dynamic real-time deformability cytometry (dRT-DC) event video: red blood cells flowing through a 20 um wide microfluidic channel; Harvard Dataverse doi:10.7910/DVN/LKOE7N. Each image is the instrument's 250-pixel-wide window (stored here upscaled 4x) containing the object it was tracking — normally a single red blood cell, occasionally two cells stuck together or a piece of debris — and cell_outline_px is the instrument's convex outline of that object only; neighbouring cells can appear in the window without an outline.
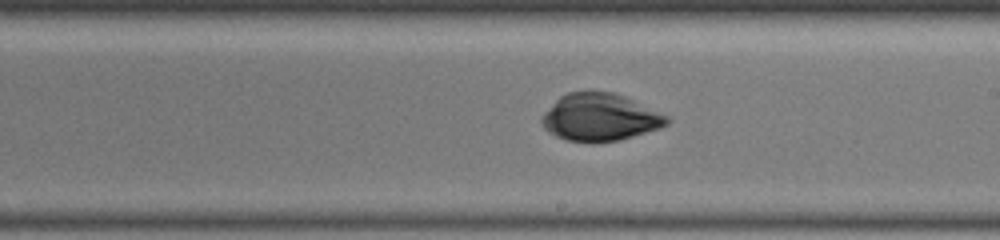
{"species": "common noctule bat (a hibernating species)", "species_latin": "Nyctalus noctula", "temperature_condition": "warm", "stored_images_in_passage": 21, "camera_frame_rate_fps": 3000, "um_per_image_px": 0.085, "animal": {"sex": "female", "body_mass_g": 19.5, "forearm_length_mm": 54.1}, "frame": {"image": 1, "passage_image": 12, "time_ms": 6.0, "image_size_px": [1000, 240], "cell_outline_px": [[668, 124], [660, 128], [620, 140], [564, 140], [548, 132], [544, 128], [540, 120], [540, 116], [560, 96], [568, 92], [584, 88], [592, 88], [616, 92], [668, 116]], "centroid_in_image_um": [50.96, 9.9], "position_along_channel_um": 238.0, "area_um2": 34.8}}
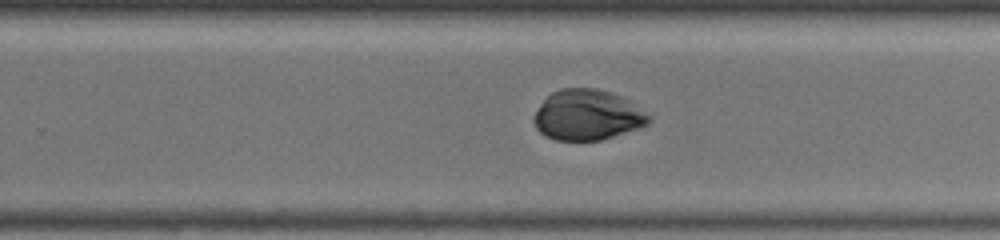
{"frame": {"image": 2, "passage_image": 14, "time_ms": 7.0, "image_size_px": [1000, 240], "cell_outline_px": [[652, 120], [648, 124], [600, 140], [556, 140], [544, 136], [536, 128], [532, 120], [540, 104], [552, 92], [560, 88], [596, 88], [612, 92], [628, 100], [652, 116]], "centroid_in_image_um": [49.91, 9.77], "position_along_channel_um": 279.9, "area_um2": 33.7}}
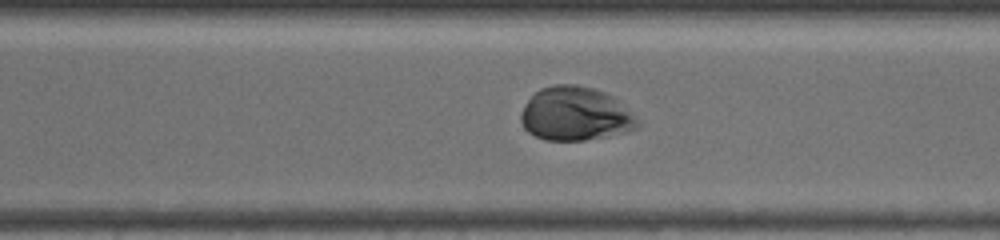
{"frame": {"image": 3, "passage_image": 16, "time_ms": 8.0, "image_size_px": [1000, 240], "cell_outline_px": [[640, 124], [636, 128], [628, 132], [608, 136], [584, 140], [544, 140], [528, 132], [524, 128], [520, 120], [520, 112], [524, 104], [540, 88], [552, 84], [576, 84], [596, 88], [612, 96]], "centroid_in_image_um": [48.84, 9.68], "position_along_channel_um": 321.8, "area_um2": 36.41}}